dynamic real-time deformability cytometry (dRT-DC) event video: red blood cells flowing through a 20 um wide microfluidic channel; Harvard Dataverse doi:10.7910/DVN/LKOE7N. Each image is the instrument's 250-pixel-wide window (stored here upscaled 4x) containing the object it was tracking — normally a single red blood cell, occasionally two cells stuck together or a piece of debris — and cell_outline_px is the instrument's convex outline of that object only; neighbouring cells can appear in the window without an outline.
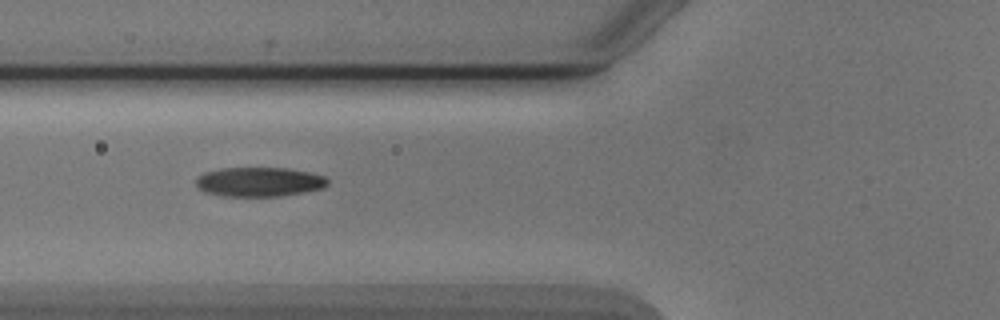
{"species": "Egyptian fruit bat (a non-hibernating species)", "species_latin": "Rousettus aegyptiacus", "temperature_condition": "cold", "stored_images_in_passage": 9, "camera_frame_rate_fps": 3000, "um_per_image_px": 0.085, "animal": {"sex": "male"}, "frame": {"image": 1, "passage_image": 6, "time_ms": 6.667, "image_size_px": [1000, 320], "cell_outline_px": [[328, 184], [324, 188], [304, 192], [280, 196], [224, 196], [204, 192], [196, 184], [196, 180], [204, 172], [220, 168], [288, 168], [308, 172], [324, 176], [328, 180]], "centroid_in_image_um": [22.05, 15.46], "position_along_channel_um": 103.8, "area_um2": 22.48}}
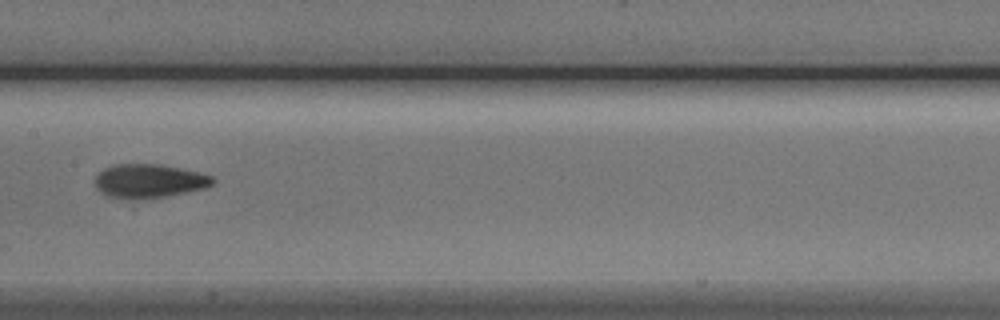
{"frame": {"image": 2, "passage_image": 8, "time_ms": 9.0, "image_size_px": [1000, 320], "cell_outline_px": [[216, 180], [212, 184], [204, 188], [164, 196], [108, 196], [100, 192], [96, 188], [96, 176], [104, 168], [112, 164], [160, 164], [196, 172], [212, 176]], "centroid_in_image_um": [12.67, 15.33], "position_along_channel_um": 194.7, "area_um2": 22.14}}
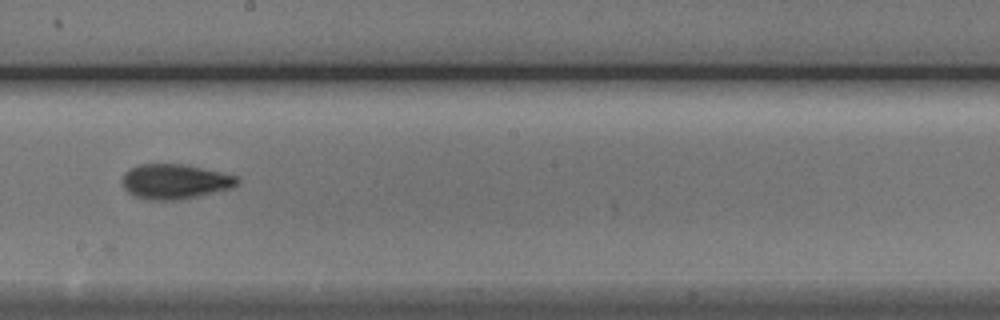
{"frame": {"image": 3, "passage_image": 9, "time_ms": 10.0, "image_size_px": [1000, 320], "cell_outline_px": [[240, 184], [232, 188], [180, 200], [148, 200], [136, 196], [128, 192], [124, 188], [124, 172], [128, 168], [140, 164], [188, 164], [240, 176]], "centroid_in_image_um": [14.93, 15.42], "position_along_channel_um": 233.3, "area_um2": 23.7}}